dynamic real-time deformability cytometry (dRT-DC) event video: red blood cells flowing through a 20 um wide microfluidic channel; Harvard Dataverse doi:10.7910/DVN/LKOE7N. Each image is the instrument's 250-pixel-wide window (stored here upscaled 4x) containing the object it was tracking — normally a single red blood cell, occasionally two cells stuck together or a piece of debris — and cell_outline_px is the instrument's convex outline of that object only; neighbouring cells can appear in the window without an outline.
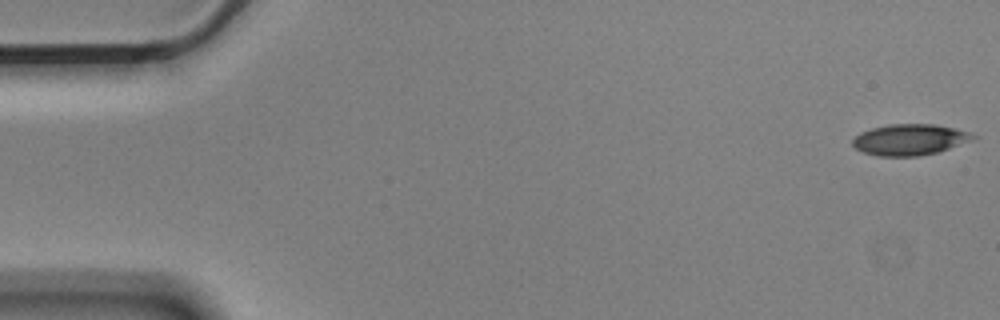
{"species": "Egyptian fruit bat (a non-hibernating species)", "species_latin": "Rousettus aegyptiacus", "temperature_condition": "cold", "stored_images_in_passage": 56, "camera_frame_rate_fps": 3000, "um_per_image_px": 0.085, "animal": {"sex": "male"}, "frame": {"image": 1, "passage_image": 1, "time_ms": 0.0, "image_size_px": [1000, 320], "cell_outline_px": [[976, 136], [948, 148], [936, 152], [916, 156], [880, 156], [864, 152], [856, 148], [852, 144], [852, 140], [860, 132], [872, 128], [888, 124], [932, 124], [956, 128], [968, 132]], "centroid_in_image_um": [77.25, 11.86], "position_along_channel_um": 7.8, "area_um2": 21.27}}
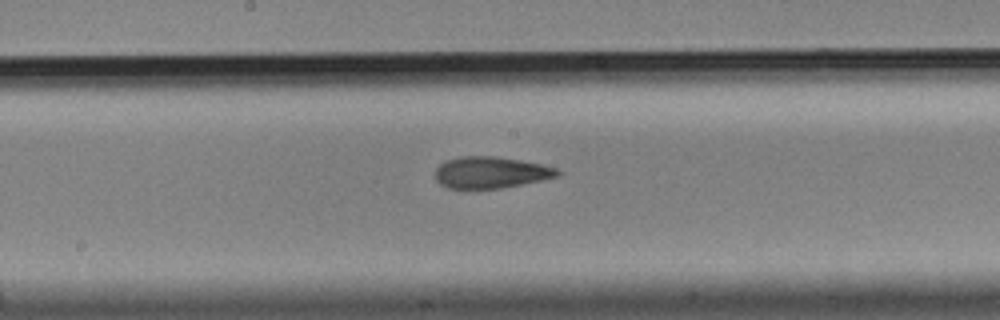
{"frame": {"image": 2, "passage_image": 29, "time_ms": 9.333, "image_size_px": [1000, 320], "cell_outline_px": [[564, 172], [560, 176], [500, 188], [448, 188], [440, 184], [436, 180], [436, 168], [440, 164], [448, 160], [460, 156], [496, 156], [520, 160], [540, 164], [556, 168]], "centroid_in_image_um": [41.73, 14.65], "position_along_channel_um": 206.5, "area_um2": 22.31}}
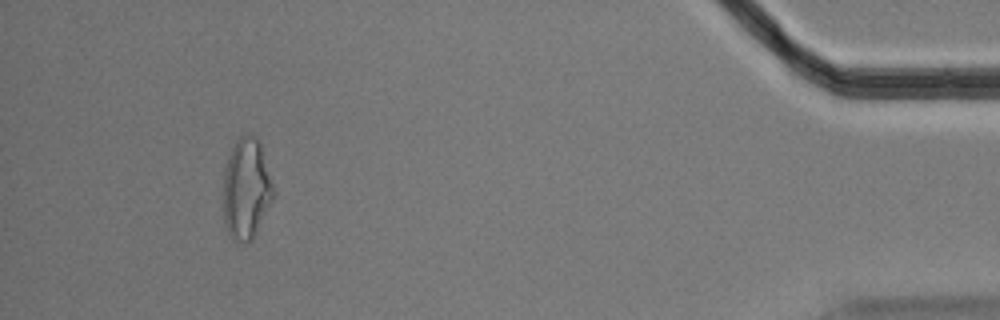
{"frame": {"image": 3, "passage_image": 52, "time_ms": 17.0, "image_size_px": [1000, 320], "cell_outline_px": [[276, 192], [252, 240], [244, 244], [232, 240], [228, 236], [224, 224], [224, 168], [228, 156], [236, 140], [244, 132], [256, 136], [260, 140]], "centroid_in_image_um": [20.94, 16.03], "position_along_channel_um": 414.3, "area_um2": 30.06}, "authors_computed_cell_mechanics": {"area_um2": 22.8888, "velocity_mm_per_s": 3.5615, "shape_relaxation_time_tau1_ms": 6.1766, "shape_relaxation_time_tau2_ms": 2.4062, "deformation_change_tau1": 0.1819, "deformation_change_tau2": 0.1013}}